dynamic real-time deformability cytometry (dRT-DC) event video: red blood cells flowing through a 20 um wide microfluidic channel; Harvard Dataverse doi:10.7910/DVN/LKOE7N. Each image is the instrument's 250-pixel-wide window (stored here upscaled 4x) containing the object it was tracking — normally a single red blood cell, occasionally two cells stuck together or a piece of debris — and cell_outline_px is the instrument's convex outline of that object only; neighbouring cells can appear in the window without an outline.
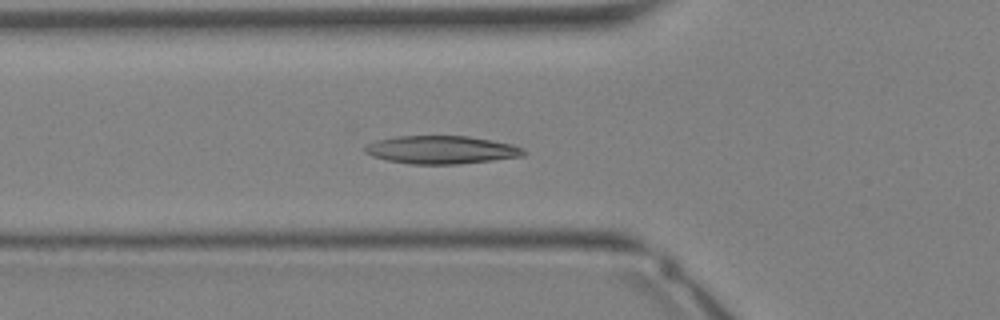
{"species": "Egyptian fruit bat (a non-hibernating species)", "species_latin": "Rousettus aegyptiacus", "temperature_condition": "warm", "stored_images_in_passage": 17, "camera_frame_rate_fps": 3000, "um_per_image_px": 0.085, "animal": {"sex": "female"}, "frame": {"image": 1, "passage_image": 12, "time_ms": 3.667, "image_size_px": [1000, 320], "cell_outline_px": [[524, 156], [460, 164], [412, 164], [388, 160], [372, 156], [364, 152], [364, 148], [368, 144], [376, 140], [396, 136], [468, 136], [492, 140], [512, 144], [524, 148]], "centroid_in_image_um": [37.52, 12.73], "position_along_channel_um": 88.3, "area_um2": 25.89}}
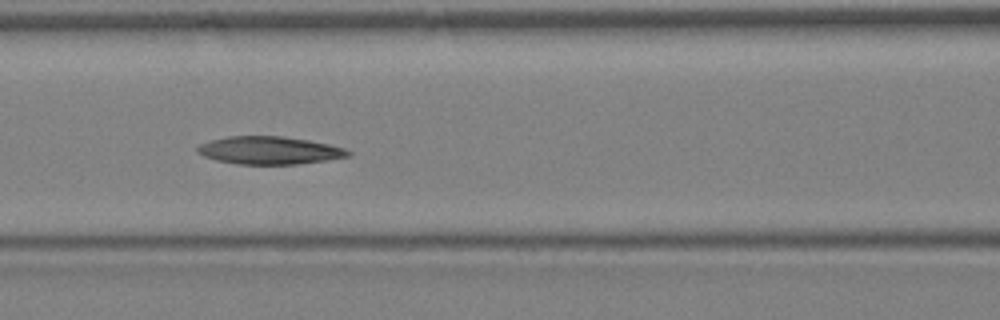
{"frame": {"image": 2, "passage_image": 15, "time_ms": 4.667, "image_size_px": [1000, 320], "cell_outline_px": [[352, 156], [296, 164], [240, 164], [216, 160], [204, 156], [196, 152], [196, 148], [200, 144], [212, 140], [228, 136], [284, 136], [308, 140], [328, 144], [344, 148], [352, 152]], "centroid_in_image_um": [22.9, 12.78], "position_along_channel_um": 143.7, "area_um2": 24.28}}
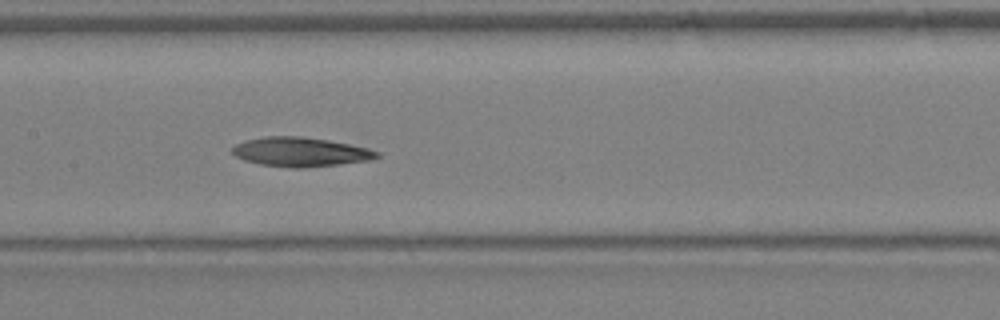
{"frame": {"image": 3, "passage_image": 17, "time_ms": 5.333, "image_size_px": [1000, 320], "cell_outline_px": [[380, 156], [368, 160], [304, 168], [292, 168], [260, 164], [244, 160], [236, 156], [232, 152], [232, 148], [236, 144], [244, 140], [264, 136], [300, 136], [328, 140], [368, 148], [380, 152]], "centroid_in_image_um": [25.51, 12.91], "position_along_channel_um": 181.9, "area_um2": 24.51}}